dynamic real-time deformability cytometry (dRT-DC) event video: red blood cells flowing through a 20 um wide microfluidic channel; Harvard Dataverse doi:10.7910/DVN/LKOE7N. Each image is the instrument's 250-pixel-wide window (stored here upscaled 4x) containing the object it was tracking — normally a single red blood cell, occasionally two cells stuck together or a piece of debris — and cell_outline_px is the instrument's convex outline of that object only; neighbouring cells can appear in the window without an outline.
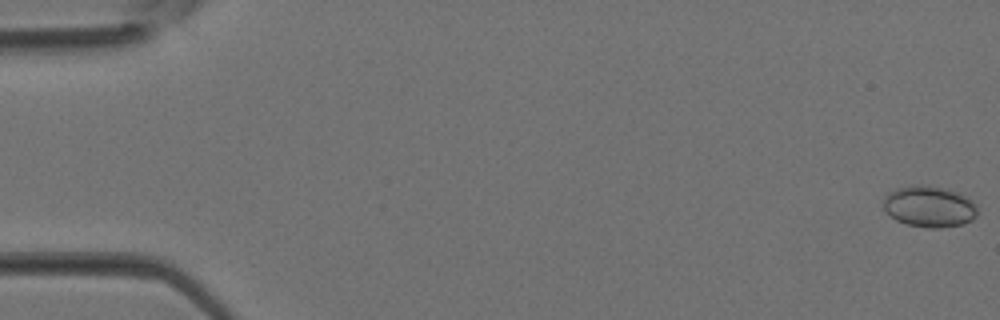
{"species": "Egyptian fruit bat (a non-hibernating species)", "species_latin": "Rousettus aegyptiacus", "temperature_condition": "room temperature", "stored_images_in_passage": 3, "camera_frame_rate_fps": 3000, "um_per_image_px": 0.085, "animal": {"sex": "female"}, "frame": {"image": 1, "passage_image": 1, "time_ms": 0.0, "image_size_px": [1000, 320], "cell_outline_px": [[976, 216], [972, 220], [964, 224], [940, 228], [928, 228], [908, 224], [896, 220], [888, 216], [884, 212], [884, 196], [888, 192], [896, 188], [920, 184], [940, 188], [956, 192], [972, 200], [976, 204]], "centroid_in_image_um": [78.95, 17.57], "position_along_channel_um": 6.0, "area_um2": 22.6}}